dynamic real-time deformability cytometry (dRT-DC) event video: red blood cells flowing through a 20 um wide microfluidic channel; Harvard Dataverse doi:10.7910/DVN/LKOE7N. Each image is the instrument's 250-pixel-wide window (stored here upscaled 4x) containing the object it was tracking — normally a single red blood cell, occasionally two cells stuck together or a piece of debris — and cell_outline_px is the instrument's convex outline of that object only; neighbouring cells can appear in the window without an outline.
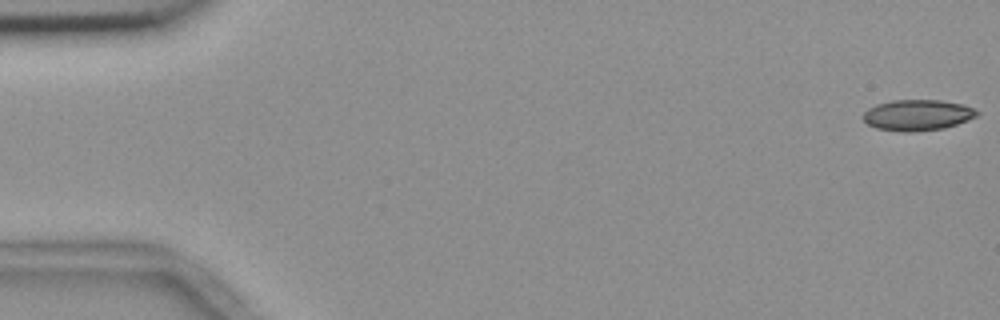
{"species": "common noctule bat (a hibernating species)", "species_latin": "Nyctalus noctula", "temperature_condition": "room temperature", "stored_images_in_passage": 55, "camera_frame_rate_fps": 3000, "um_per_image_px": 0.085, "animal": {"sex": "female", "body_mass_g": 18.4}, "frame": {"image": 1, "passage_image": 1, "time_ms": 0.0, "image_size_px": [1000, 320], "cell_outline_px": [[980, 112], [976, 116], [968, 120], [944, 128], [912, 132], [904, 132], [876, 128], [868, 124], [860, 116], [868, 108], [876, 104], [892, 100], [940, 100], [964, 104]], "centroid_in_image_um": [77.96, 9.78], "position_along_channel_um": 7.0, "area_um2": 20.58}}
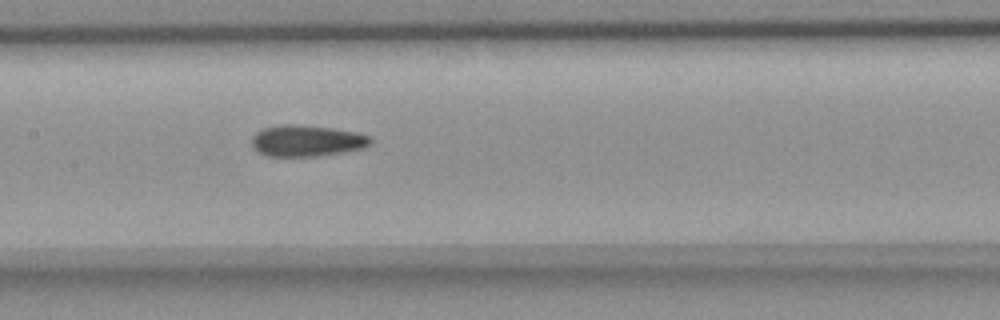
{"frame": {"image": 2, "passage_image": 27, "time_ms": 8.667, "image_size_px": [1000, 320], "cell_outline_px": [[372, 144], [364, 148], [344, 152], [316, 156], [268, 156], [252, 148], [252, 136], [256, 132], [264, 128], [280, 124], [296, 124], [332, 128], [356, 132], [372, 136]], "centroid_in_image_um": [26.1, 11.96], "position_along_channel_um": 181.3, "area_um2": 21.85}}
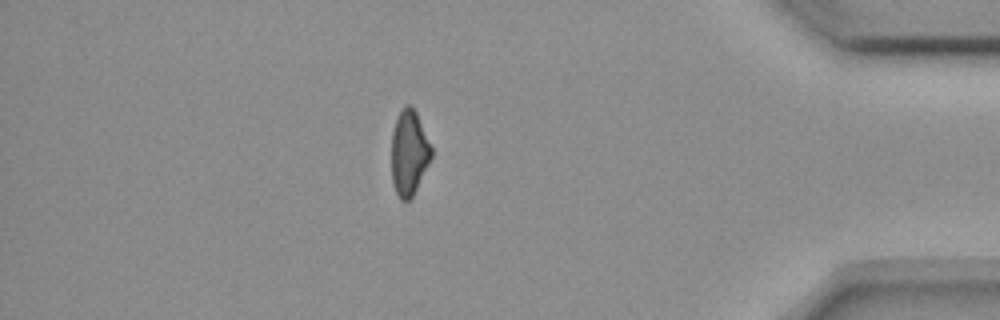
{"frame": {"image": 3, "passage_image": 48, "time_ms": 15.667, "image_size_px": [1000, 320], "cell_outline_px": [[432, 156], [412, 196], [408, 200], [400, 200], [392, 184], [392, 132], [396, 120], [404, 104], [412, 104], [416, 112], [432, 148]], "centroid_in_image_um": [34.76, 12.96], "position_along_channel_um": 400.4, "area_um2": 19.54}, "authors_computed_cell_mechanics": {"area_um2": 21.2126, "velocity_mm_per_s": 3.6954, "shape_relaxation_time_tau1_ms": null, "shape_relaxation_time_tau2_ms": 3.8804, "deformation_change_tau1": null, "deformation_change_tau2": 0.0945}}